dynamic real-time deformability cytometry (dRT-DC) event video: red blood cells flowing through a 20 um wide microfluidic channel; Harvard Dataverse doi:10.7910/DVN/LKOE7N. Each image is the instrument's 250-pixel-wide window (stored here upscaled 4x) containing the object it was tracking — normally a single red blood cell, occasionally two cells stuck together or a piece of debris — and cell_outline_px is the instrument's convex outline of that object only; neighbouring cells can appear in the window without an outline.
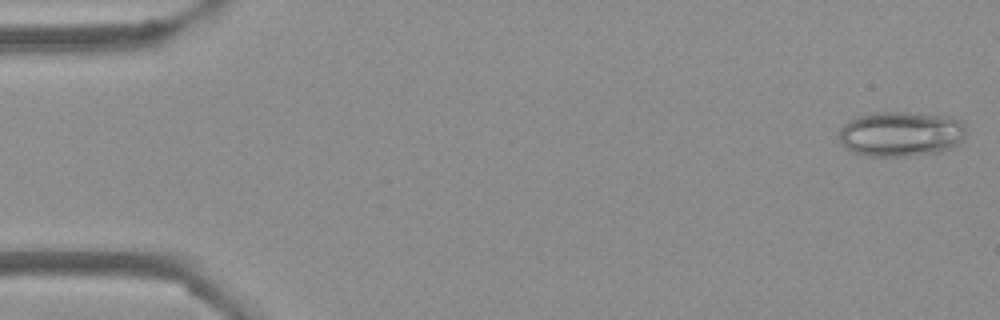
{"species": "Egyptian fruit bat (a non-hibernating species)", "species_latin": "Rousettus aegyptiacus", "temperature_condition": "cold", "stored_images_in_passage": 52, "camera_frame_rate_fps": 3000, "um_per_image_px": 0.085, "frame": {"image": 1, "passage_image": 1, "time_ms": 0.0, "image_size_px": [1000, 320], "cell_outline_px": [[968, 132], [952, 148], [940, 152], [908, 156], [864, 156], [848, 148], [840, 140], [840, 128], [848, 120], [856, 116], [876, 112], [912, 112], [948, 116], [960, 120], [964, 124]], "centroid_in_image_um": [76.61, 11.37], "position_along_channel_um": 8.4, "area_um2": 33.58}}
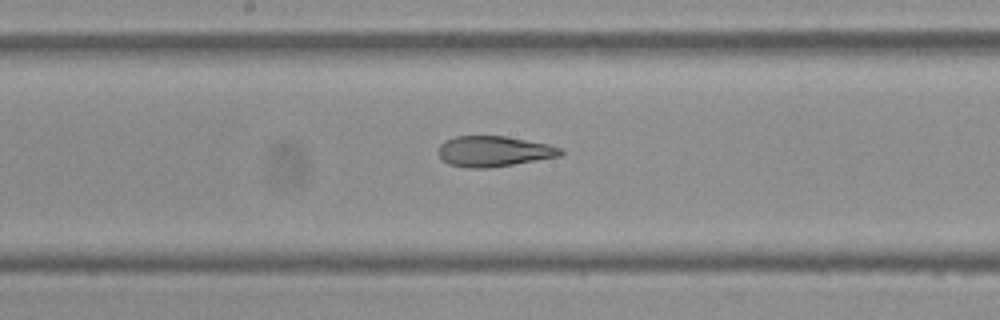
{"frame": {"image": 2, "passage_image": 27, "time_ms": 8.667, "image_size_px": [1000, 320], "cell_outline_px": [[564, 152], [560, 156], [488, 168], [468, 168], [448, 164], [436, 152], [436, 148], [444, 140], [456, 136], [504, 136], [548, 144], [560, 148]], "centroid_in_image_um": [41.91, 12.86], "position_along_channel_um": 206.3, "area_um2": 21.73}}
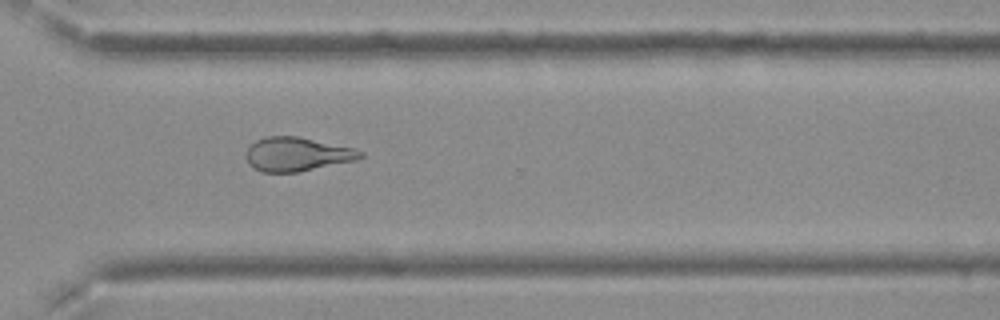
{"frame": {"image": 3, "passage_image": 38, "time_ms": 12.333, "image_size_px": [1000, 320], "cell_outline_px": [[364, 156], [356, 160], [300, 172], [260, 172], [252, 168], [248, 164], [244, 156], [248, 148], [256, 140], [264, 136], [296, 136], [352, 148], [364, 152]], "centroid_in_image_um": [25.2, 13.12], "position_along_channel_um": 345.4, "area_um2": 22.66}, "authors_computed_cell_mechanics": {"area_um2": 23.8425, "velocity_mm_per_s": 3.8077, "shape_relaxation_time_tau1_ms": null, "shape_relaxation_time_tau2_ms": 3.0286, "deformation_change_tau1": null, "deformation_change_tau2": 0.1162}}